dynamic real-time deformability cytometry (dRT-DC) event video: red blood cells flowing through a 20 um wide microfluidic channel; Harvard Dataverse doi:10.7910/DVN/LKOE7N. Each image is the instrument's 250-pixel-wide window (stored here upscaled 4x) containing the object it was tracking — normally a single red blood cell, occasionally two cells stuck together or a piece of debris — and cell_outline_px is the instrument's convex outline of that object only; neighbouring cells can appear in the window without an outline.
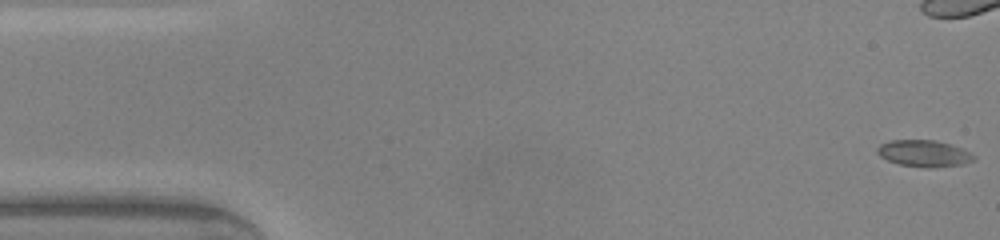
{"species": "common noctule bat (a hibernating species)", "species_latin": "Nyctalus noctula", "temperature_condition": "warm", "stored_images_in_passage": 48, "camera_frame_rate_fps": 3000, "um_per_image_px": 0.085, "animal": {"sex": "male", "body_mass_g": 20.0, "forearm_length_mm": 53.3}, "frame": {"image": 1, "passage_image": 1, "time_ms": 0.0, "image_size_px": [1000, 240], "cell_outline_px": [[976, 160], [964, 164], [932, 168], [928, 168], [900, 164], [888, 160], [880, 156], [876, 152], [876, 148], [880, 144], [892, 140], [936, 140], [952, 144], [964, 148], [972, 152], [976, 156]], "centroid_in_image_um": [78.61, 13.04], "position_along_channel_um": 6.4, "area_um2": 15.26}}
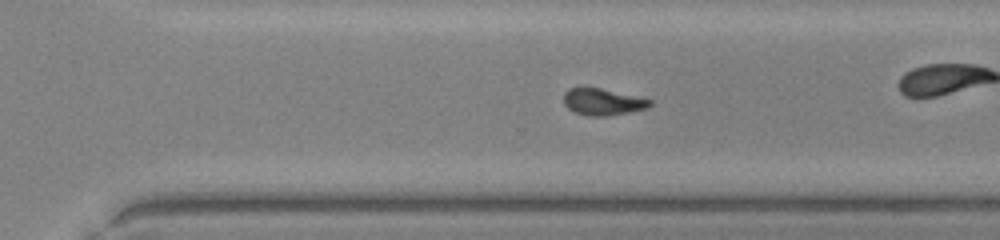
{"frame": {"image": 2, "passage_image": 32, "time_ms": 10.333, "image_size_px": [1000, 240], "cell_outline_px": [[652, 104], [648, 108], [608, 116], [588, 116], [576, 112], [568, 108], [564, 104], [564, 92], [568, 88], [600, 88], [652, 100]], "centroid_in_image_um": [51.22, 8.66], "position_along_channel_um": 319.4, "area_um2": 13.24}}
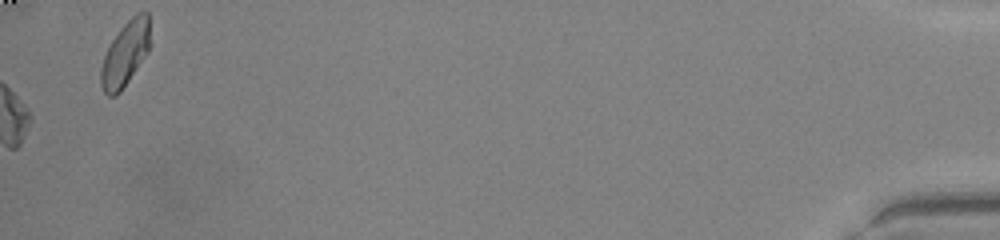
{"frame": {"image": 3, "passage_image": 48, "time_ms": 15.667, "image_size_px": [1000, 240], "cell_outline_px": [[148, 52], [120, 92], [116, 96], [108, 96], [104, 92], [100, 84], [100, 68], [104, 56], [112, 40], [120, 28], [136, 12], [148, 12]], "centroid_in_image_um": [10.61, 4.6], "position_along_channel_um": 424.6, "area_um2": 18.21}, "authors_computed_cell_mechanics": {"area_um2": 13.9298, "velocity_mm_per_s": 4.2871, "shape_relaxation_time_tau1_ms": null, "shape_relaxation_time_tau2_ms": 5.027, "deformation_change_tau1": null, "deformation_change_tau2": 0.1115}}